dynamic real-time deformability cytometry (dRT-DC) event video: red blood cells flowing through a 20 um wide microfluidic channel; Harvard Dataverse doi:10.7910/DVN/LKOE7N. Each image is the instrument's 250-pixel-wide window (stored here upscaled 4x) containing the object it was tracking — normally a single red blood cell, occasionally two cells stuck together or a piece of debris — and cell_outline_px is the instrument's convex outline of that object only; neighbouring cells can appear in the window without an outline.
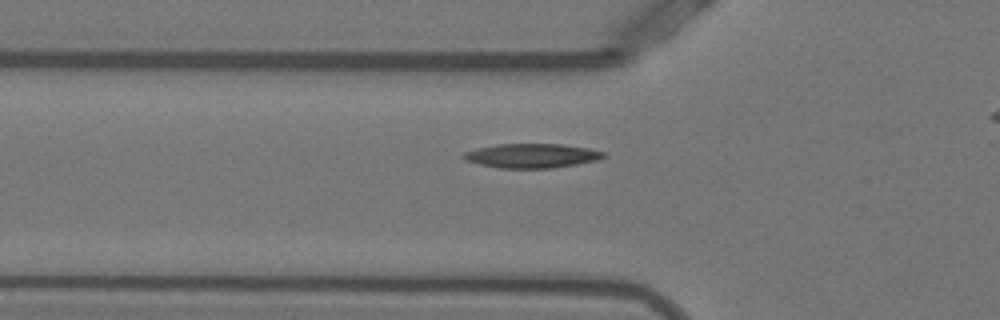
{"species": "Egyptian fruit bat (a non-hibernating species)", "species_latin": "Rousettus aegyptiacus", "temperature_condition": "warm", "stored_images_in_passage": 38, "camera_frame_rate_fps": 3000, "um_per_image_px": 0.085, "animal": {"sex": "female"}, "frame": {"image": 1, "passage_image": 9, "time_ms": 2.667, "image_size_px": [1000, 320], "cell_outline_px": [[604, 156], [600, 160], [552, 168], [500, 168], [480, 164], [468, 160], [460, 156], [464, 152], [496, 144], [560, 144], [588, 148], [604, 152]], "centroid_in_image_um": [45.22, 13.24], "position_along_channel_um": 80.6, "area_um2": 19.59}}
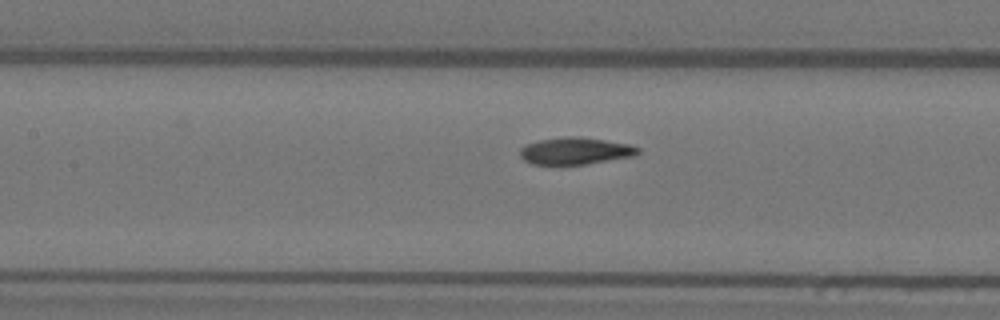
{"frame": {"image": 2, "passage_image": 15, "time_ms": 4.667, "image_size_px": [1000, 320], "cell_outline_px": [[640, 152], [636, 156], [584, 164], [532, 164], [524, 160], [520, 156], [520, 148], [524, 144], [540, 140], [564, 136], [580, 136], [628, 144], [640, 148]], "centroid_in_image_um": [48.9, 12.82], "position_along_channel_um": 158.5, "area_um2": 18.61}}
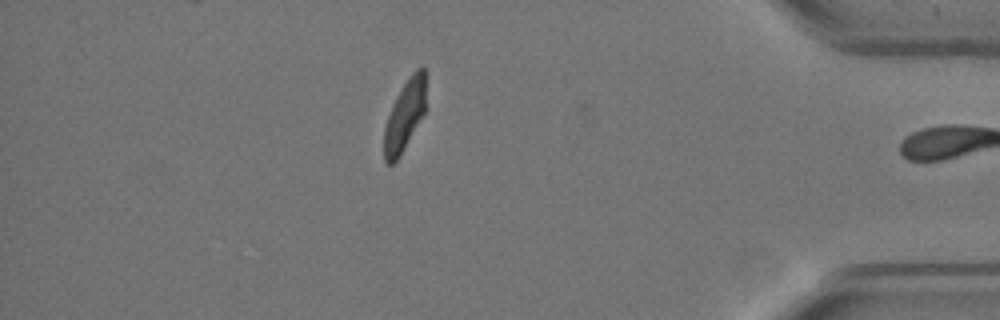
{"frame": {"image": 3, "passage_image": 37, "time_ms": 12.0, "image_size_px": [1000, 320], "cell_outline_px": [[424, 112], [400, 156], [392, 164], [388, 164], [384, 160], [384, 128], [392, 104], [396, 96], [412, 72], [416, 68], [424, 68]], "centroid_in_image_um": [34.36, 9.85], "position_along_channel_um": 400.8, "area_um2": 16.65}, "authors_computed_cell_mechanics": {"area_um2": 18.9295, "velocity_mm_per_s": 3.8377, "shape_relaxation_time_tau1_ms": 4.5231, "shape_relaxation_time_tau2_ms": 1.893, "deformation_change_tau1": 0.1808, "deformation_change_tau2": 0.0723}}